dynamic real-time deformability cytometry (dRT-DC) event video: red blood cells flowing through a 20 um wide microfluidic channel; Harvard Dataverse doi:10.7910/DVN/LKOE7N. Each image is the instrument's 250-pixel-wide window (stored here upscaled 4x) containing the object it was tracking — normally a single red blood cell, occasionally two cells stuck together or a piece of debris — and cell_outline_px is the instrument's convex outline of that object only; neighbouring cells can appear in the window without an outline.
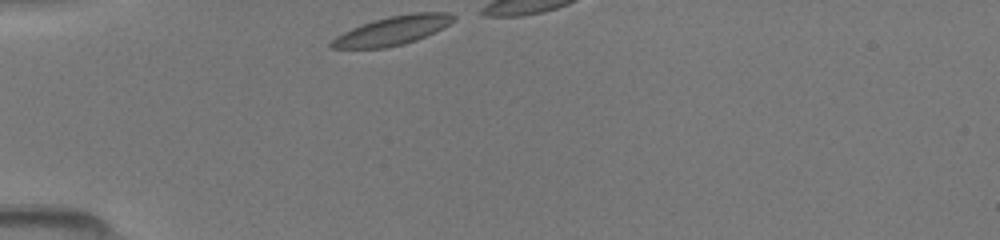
{"species": "common noctule bat (a hibernating species)", "species_latin": "Nyctalus noctula", "temperature_condition": "room temperature", "stored_images_in_passage": 15, "camera_frame_rate_fps": 3000, "um_per_image_px": 0.085, "animal": {"sex": "female", "body_mass_g": 19.5, "forearm_length_mm": 54.1}, "frame": {"image": 1, "passage_image": 1, "time_ms": 0.0, "image_size_px": [1000, 240], "cell_outline_px": [[456, 20], [416, 40], [404, 44], [384, 48], [328, 48], [328, 44], [336, 36], [352, 28], [388, 16], [412, 12], [448, 12], [456, 16]], "centroid_in_image_um": [33.35, 2.59], "position_along_channel_um": 51.6, "area_um2": 20.29}}
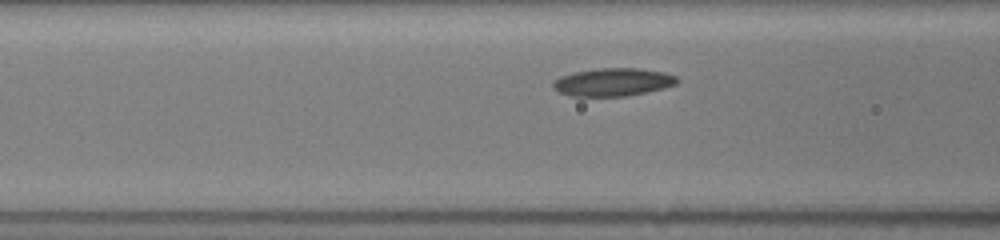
{"frame": {"image": 2, "passage_image": 7, "time_ms": 2.0, "image_size_px": [1000, 240], "cell_outline_px": [[680, 80], [676, 84], [664, 88], [628, 96], [568, 96], [552, 88], [552, 80], [560, 76], [572, 72], [596, 68], [640, 68], [664, 72], [676, 76]], "centroid_in_image_um": [52.07, 6.97], "position_along_channel_um": 114.5, "area_um2": 20.52}}
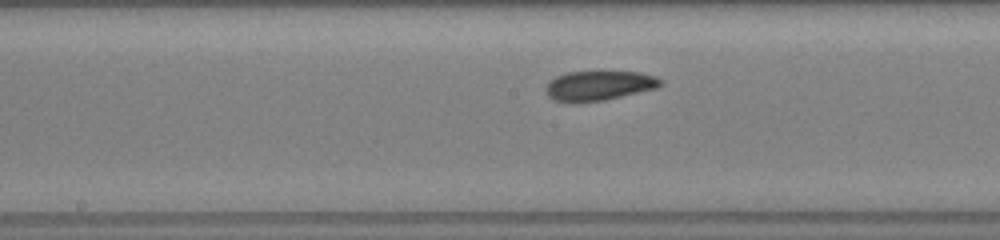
{"frame": {"image": 3, "passage_image": 13, "time_ms": 4.0, "image_size_px": [1000, 240], "cell_outline_px": [[664, 84], [656, 88], [604, 100], [572, 104], [568, 104], [552, 100], [548, 96], [544, 88], [548, 80], [556, 76], [568, 72], [640, 72], [656, 76], [664, 80]], "centroid_in_image_um": [50.86, 7.3], "position_along_channel_um": 197.3, "area_um2": 20.29}}